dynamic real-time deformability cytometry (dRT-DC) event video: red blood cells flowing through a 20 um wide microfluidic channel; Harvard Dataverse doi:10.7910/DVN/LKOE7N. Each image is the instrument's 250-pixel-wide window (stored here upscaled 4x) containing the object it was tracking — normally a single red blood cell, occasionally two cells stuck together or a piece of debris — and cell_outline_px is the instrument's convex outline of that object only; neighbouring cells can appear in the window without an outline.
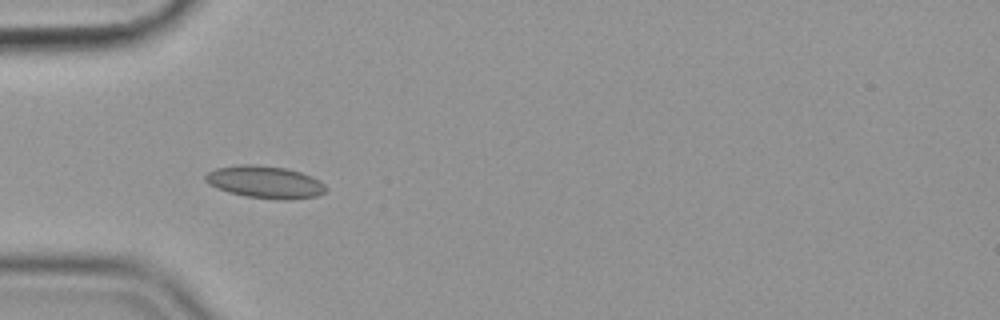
{"species": "common noctule bat (a hibernating species)", "species_latin": "Nyctalus noctula", "temperature_condition": "cold", "stored_images_in_passage": 31, "camera_frame_rate_fps": 3000, "um_per_image_px": 0.085, "animal": {"sex": "female", "body_mass_g": 19.9}, "frame": {"image": 1, "passage_image": 5, "time_ms": 1.333, "image_size_px": [1000, 320], "cell_outline_px": [[328, 188], [324, 192], [316, 196], [288, 200], [284, 200], [244, 196], [228, 192], [208, 184], [204, 180], [204, 176], [208, 172], [216, 168], [244, 164], [256, 164], [284, 168], [300, 172], [312, 176], [320, 180]], "centroid_in_image_um": [22.53, 15.47], "position_along_channel_um": 62.5, "area_um2": 22.72}}
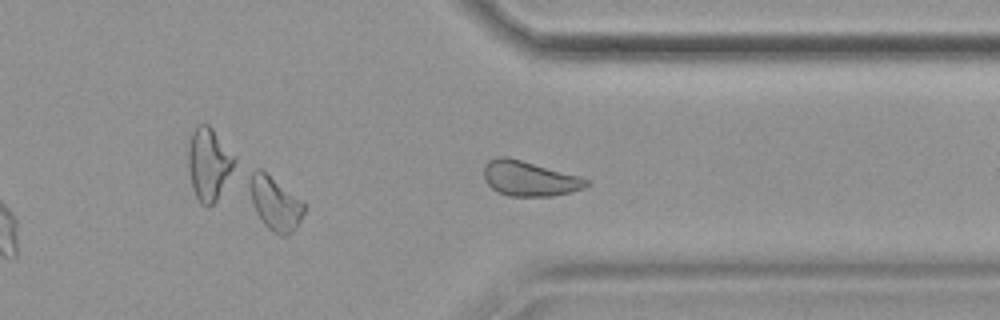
{"frame": {"image": 2, "passage_image": 31, "time_ms": 10.0, "image_size_px": [1000, 320], "cell_outline_px": [[588, 184], [584, 188], [552, 196], [508, 196], [496, 192], [484, 180], [484, 164], [488, 160], [496, 156], [508, 156], [580, 176], [588, 180]], "centroid_in_image_um": [44.94, 15.16], "position_along_channel_um": 366.5, "area_um2": 21.04}}